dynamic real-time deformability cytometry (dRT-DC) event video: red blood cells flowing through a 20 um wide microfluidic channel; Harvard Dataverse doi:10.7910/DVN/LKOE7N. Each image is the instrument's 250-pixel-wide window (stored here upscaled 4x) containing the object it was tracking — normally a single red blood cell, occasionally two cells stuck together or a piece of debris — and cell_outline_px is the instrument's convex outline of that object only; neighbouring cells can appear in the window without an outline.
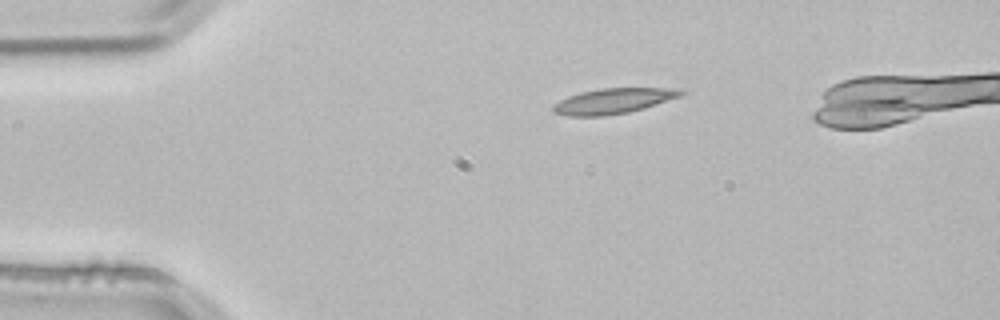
{"species": "common noctule bat (a hibernating species)", "species_latin": "Nyctalus noctula", "temperature_condition": "room temperature", "stored_images_in_passage": 3, "camera_frame_rate_fps": 3000, "um_per_image_px": 0.085, "animal": {"sex": "male", "body_mass_g": 21.5, "forearm_length_mm": 52.0}, "frame": {"image": 1, "passage_image": 1, "time_ms": 0.0, "image_size_px": [1000, 320], "cell_outline_px": [[684, 92], [680, 96], [644, 108], [628, 112], [604, 116], [568, 116], [552, 112], [552, 104], [568, 96], [580, 92], [600, 88], [684, 88]], "centroid_in_image_um": [52.1, 8.58], "position_along_channel_um": 32.9, "area_um2": 18.96}}